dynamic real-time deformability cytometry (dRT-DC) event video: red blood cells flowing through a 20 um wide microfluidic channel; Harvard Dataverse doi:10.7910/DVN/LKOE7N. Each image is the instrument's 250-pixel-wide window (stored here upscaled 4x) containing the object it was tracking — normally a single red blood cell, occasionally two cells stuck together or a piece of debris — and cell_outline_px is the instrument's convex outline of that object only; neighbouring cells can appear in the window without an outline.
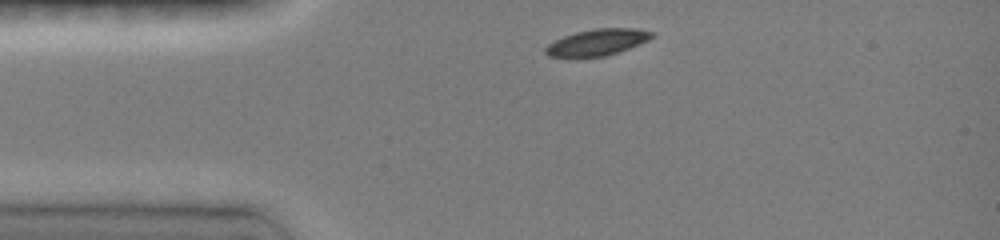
{"species": "common noctule bat (a hibernating species)", "species_latin": "Nyctalus noctula", "temperature_condition": "room temperature", "stored_images_in_passage": 4, "camera_frame_rate_fps": 3000, "um_per_image_px": 0.085, "animal": {"sex": "female", "body_mass_g": 19.0, "forearm_length_mm": 51.5}, "frame": {"image": 1, "passage_image": 1, "time_ms": 0.0, "image_size_px": [1000, 240], "cell_outline_px": [[652, 36], [648, 40], [640, 44], [604, 56], [576, 60], [548, 56], [544, 52], [544, 48], [548, 44], [564, 36], [576, 32], [596, 28], [636, 28], [652, 32]], "centroid_in_image_um": [50.67, 3.64], "position_along_channel_um": 34.3, "area_um2": 16.76}}
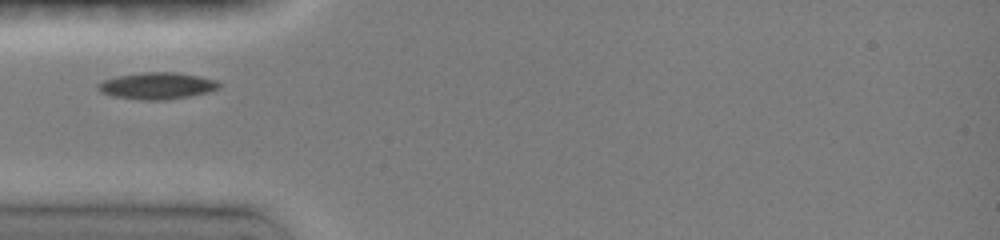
{"frame": {"image": 2, "passage_image": 3, "time_ms": 1.667, "image_size_px": [1000, 240], "cell_outline_px": [[220, 88], [208, 92], [188, 96], [164, 100], [144, 100], [112, 96], [100, 92], [96, 88], [96, 84], [104, 80], [116, 76], [144, 72], [176, 72], [216, 80], [220, 84]], "centroid_in_image_um": [13.3, 7.29], "position_along_channel_um": 71.7, "area_um2": 18.79}}